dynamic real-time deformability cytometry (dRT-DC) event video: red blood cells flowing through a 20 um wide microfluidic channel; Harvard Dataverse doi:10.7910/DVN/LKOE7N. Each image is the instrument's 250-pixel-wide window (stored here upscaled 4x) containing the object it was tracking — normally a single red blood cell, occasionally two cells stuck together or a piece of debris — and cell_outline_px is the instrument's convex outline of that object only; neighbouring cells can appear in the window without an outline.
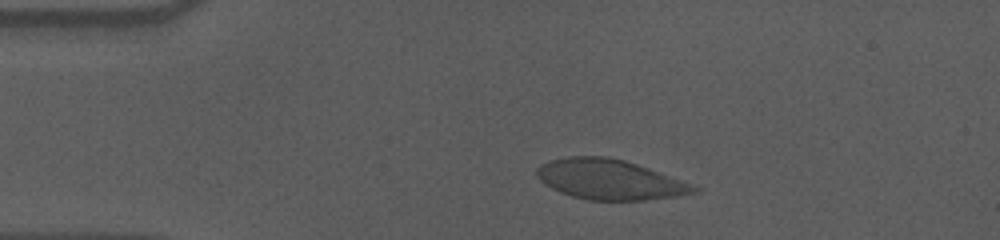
{"species": "human", "species_latin": "Homo sapiens", "temperature_condition": "cold", "stored_images_in_passage": 40, "camera_frame_rate_fps": 3000, "um_per_image_px": 0.085, "donor": {"sex": "male"}, "frame": {"image": 1, "passage_image": 3, "time_ms": 0.667, "image_size_px": [1000, 240], "cell_outline_px": [[700, 192], [676, 196], [644, 200], [588, 200], [572, 196], [560, 192], [544, 184], [536, 176], [536, 168], [540, 164], [548, 160], [572, 156], [608, 156], [624, 160], [648, 168], [692, 184], [700, 188]], "centroid_in_image_um": [51.79, 15.25], "position_along_channel_um": 33.2, "area_um2": 36.65}}
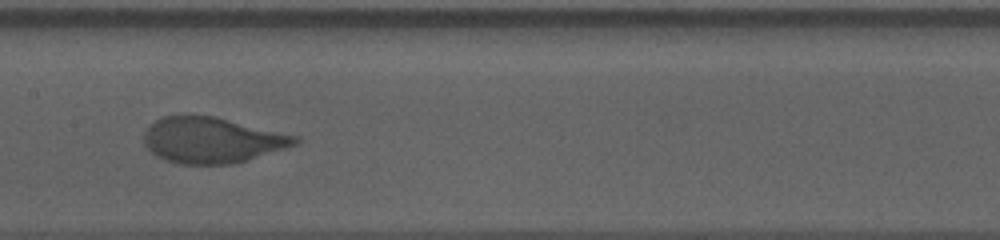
{"frame": {"image": 2, "passage_image": 20, "time_ms": 6.333, "image_size_px": [1000, 240], "cell_outline_px": [[304, 140], [300, 144], [232, 164], [176, 164], [156, 156], [144, 144], [144, 132], [156, 120], [164, 116], [216, 116], [300, 136]], "centroid_in_image_um": [18.09, 11.91], "position_along_channel_um": 189.3, "area_um2": 40.46}}
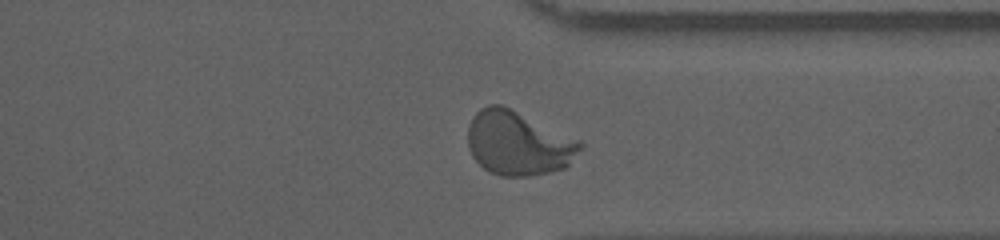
{"frame": {"image": 3, "passage_image": 35, "time_ms": 11.333, "image_size_px": [1000, 240], "cell_outline_px": [[584, 148], [564, 168], [532, 176], [500, 176], [488, 172], [472, 156], [468, 148], [468, 124], [472, 116], [480, 108], [488, 104], [500, 104], [580, 140], [584, 144]], "centroid_in_image_um": [44.03, 12.18], "position_along_channel_um": 367.4, "area_um2": 42.02}, "authors_computed_cell_mechanics": {"area_um2": 40.4311, "velocity_mm_per_s": 3.5799, "shape_relaxation_time_tau1_ms": 3.9951, "shape_relaxation_time_tau2_ms": null, "deformation_change_tau1": 0.1787, "deformation_change_tau2": null}}